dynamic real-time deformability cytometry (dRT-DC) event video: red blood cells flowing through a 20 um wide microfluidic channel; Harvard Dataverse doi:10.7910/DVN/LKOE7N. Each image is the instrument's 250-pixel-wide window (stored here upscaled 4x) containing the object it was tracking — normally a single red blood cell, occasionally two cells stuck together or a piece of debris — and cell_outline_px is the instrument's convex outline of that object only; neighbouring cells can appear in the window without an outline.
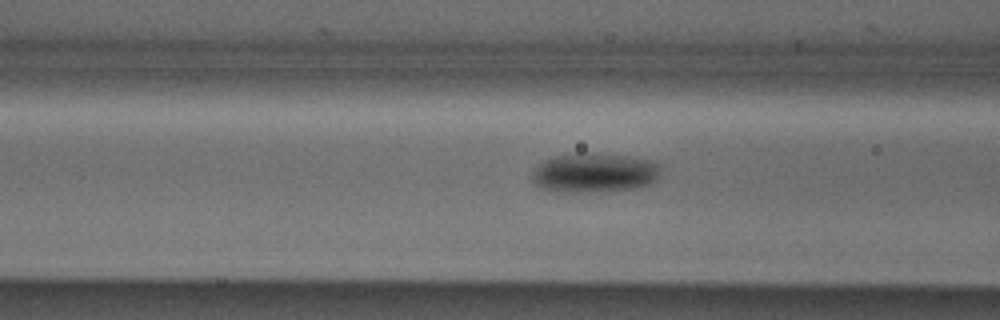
{"species": "Egyptian fruit bat (a non-hibernating species)", "species_latin": "Rousettus aegyptiacus", "temperature_condition": "cold", "stored_images_in_passage": 10, "camera_frame_rate_fps": 3000, "um_per_image_px": 0.085, "animal": {"sex": "male"}, "frame": {"image": 1, "passage_image": 4, "time_ms": 1.0, "image_size_px": [1000, 320], "cell_outline_px": [[660, 168], [656, 180], [652, 184], [636, 188], [588, 192], [556, 192], [540, 188], [532, 180], [532, 172], [544, 160], [552, 156], [576, 152], [584, 152], [624, 156], [652, 160], [660, 164]], "centroid_in_image_um": [50.5, 14.68], "position_along_channel_um": 116.1, "area_um2": 29.82}}
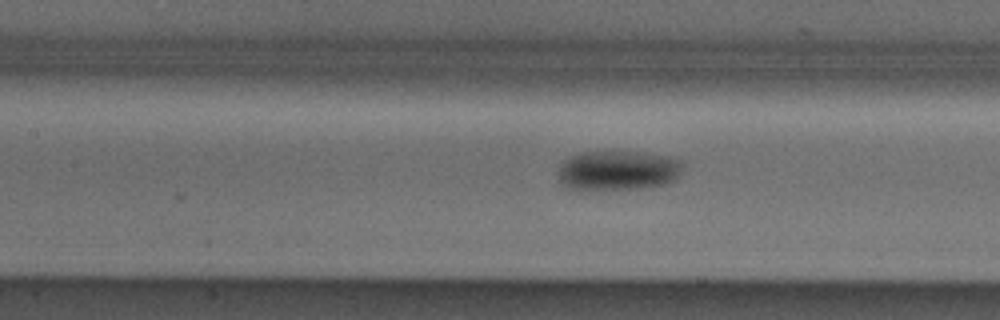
{"frame": {"image": 2, "passage_image": 7, "time_ms": 2.0, "image_size_px": [1000, 320], "cell_outline_px": [[684, 160], [680, 176], [676, 180], [668, 184], [640, 188], [580, 192], [564, 188], [560, 184], [560, 164], [564, 160], [572, 156], [584, 152], [640, 152], [672, 156]], "centroid_in_image_um": [52.55, 14.53], "position_along_channel_um": 154.9, "area_um2": 29.88}}